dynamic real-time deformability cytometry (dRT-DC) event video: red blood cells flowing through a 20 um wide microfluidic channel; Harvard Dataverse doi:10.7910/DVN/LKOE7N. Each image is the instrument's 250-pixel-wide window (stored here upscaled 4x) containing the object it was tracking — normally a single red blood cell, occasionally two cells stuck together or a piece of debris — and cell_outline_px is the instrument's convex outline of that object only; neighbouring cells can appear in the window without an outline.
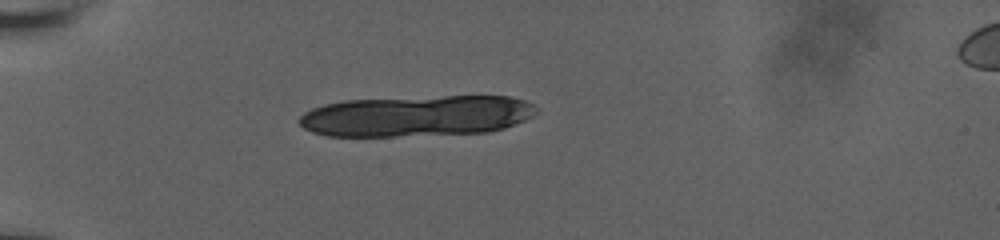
{"species": "human", "species_latin": "Homo sapiens", "temperature_condition": "room temperature", "stored_images_in_passage": 6, "camera_frame_rate_fps": 3000, "um_per_image_px": 0.085, "donor": {"sex": "male"}, "frame": {"image": 1, "passage_image": 1, "time_ms": 0.0, "image_size_px": [1000, 240], "cell_outline_px": [[540, 112], [516, 124], [504, 128], [488, 132], [396, 136], [328, 136], [312, 132], [304, 128], [296, 120], [304, 112], [312, 108], [324, 104], [344, 100], [444, 96], [512, 96], [524, 100], [540, 108]], "centroid_in_image_um": [35.43, 9.85], "position_along_channel_um": 49.6, "area_um2": 56.99}}